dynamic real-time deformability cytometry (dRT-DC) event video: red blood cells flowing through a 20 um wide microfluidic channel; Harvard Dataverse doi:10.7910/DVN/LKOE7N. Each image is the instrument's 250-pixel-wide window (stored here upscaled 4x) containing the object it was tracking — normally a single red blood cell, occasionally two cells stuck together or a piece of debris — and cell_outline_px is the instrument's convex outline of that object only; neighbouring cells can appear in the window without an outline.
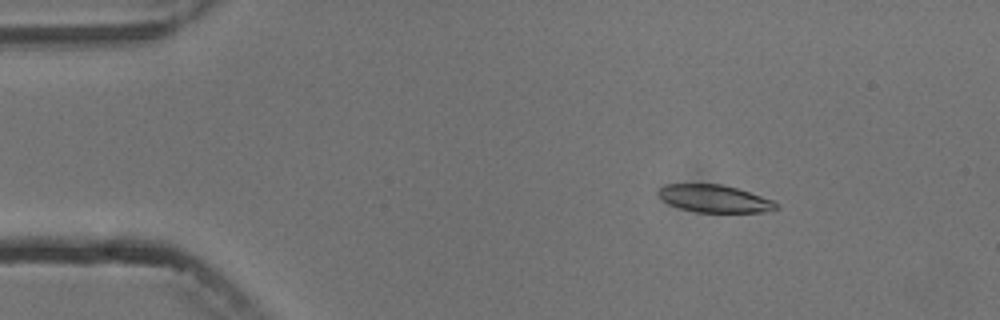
{"species": "common noctule bat (a hibernating species)", "species_latin": "Nyctalus noctula", "temperature_condition": "cold", "stored_images_in_passage": 5, "camera_frame_rate_fps": 3000, "um_per_image_px": 0.085, "animal": {"sex": "male", "body_mass_g": 13.3}, "frame": {"image": 1, "passage_image": 2, "time_ms": 1.333, "image_size_px": [1000, 320], "cell_outline_px": [[780, 208], [764, 212], [696, 212], [680, 208], [664, 200], [656, 192], [664, 184], [720, 184], [736, 188], [772, 200], [780, 204]], "centroid_in_image_um": [60.75, 16.89], "position_along_channel_um": 24.2, "area_um2": 18.67}}
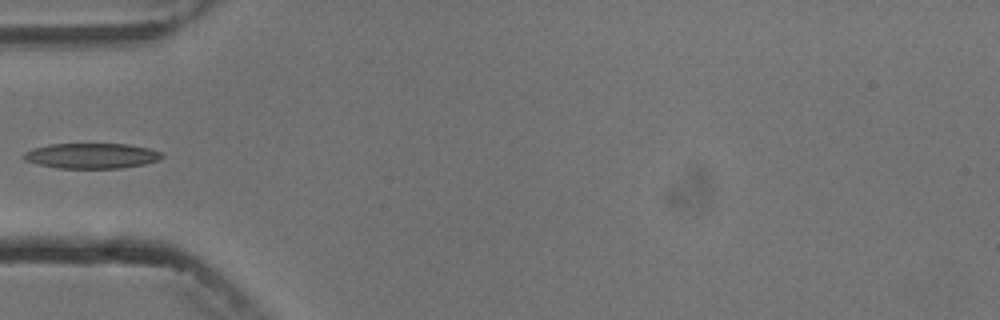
{"frame": {"image": 2, "passage_image": 5, "time_ms": 4.667, "image_size_px": [1000, 320], "cell_outline_px": [[164, 156], [160, 160], [144, 164], [120, 168], [56, 168], [36, 164], [24, 160], [20, 156], [24, 152], [48, 144], [128, 144], [148, 148], [160, 152]], "centroid_in_image_um": [7.75, 13.25], "position_along_channel_um": 77.2, "area_um2": 20.46}}